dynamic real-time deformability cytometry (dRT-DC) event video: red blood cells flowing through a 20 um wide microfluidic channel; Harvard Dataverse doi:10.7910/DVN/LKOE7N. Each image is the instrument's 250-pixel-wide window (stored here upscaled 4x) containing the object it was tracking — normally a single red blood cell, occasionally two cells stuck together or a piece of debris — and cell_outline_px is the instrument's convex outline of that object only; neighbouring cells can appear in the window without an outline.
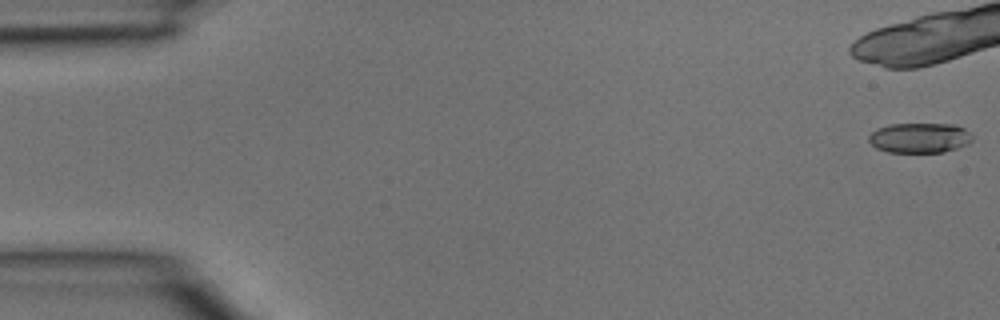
{"species": "common noctule bat (a hibernating species)", "species_latin": "Nyctalus noctula", "temperature_condition": "room temperature", "stored_images_in_passage": 5, "camera_frame_rate_fps": 3000, "um_per_image_px": 0.085, "animal": {"sex": "male", "body_mass_g": 15.6}, "frame": {"image": 1, "passage_image": 1, "time_ms": 0.0, "image_size_px": [1000, 320], "cell_outline_px": [[972, 140], [968, 144], [944, 152], [888, 152], [876, 148], [868, 140], [868, 136], [876, 128], [892, 124], [956, 124], [964, 128], [972, 136]], "centroid_in_image_um": [78.16, 11.71], "position_along_channel_um": 6.8, "area_um2": 18.15}}